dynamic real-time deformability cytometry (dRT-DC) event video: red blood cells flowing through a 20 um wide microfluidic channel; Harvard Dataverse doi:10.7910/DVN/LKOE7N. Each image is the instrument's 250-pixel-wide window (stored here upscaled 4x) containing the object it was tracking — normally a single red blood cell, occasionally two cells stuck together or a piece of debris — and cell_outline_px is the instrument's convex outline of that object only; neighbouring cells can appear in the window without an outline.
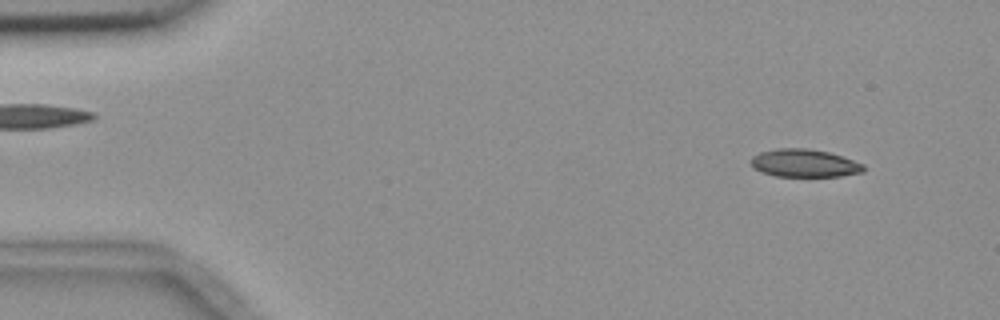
{"species": "common noctule bat (a hibernating species)", "species_latin": "Nyctalus noctula", "temperature_condition": "room temperature", "stored_images_in_passage": 54, "camera_frame_rate_fps": 3000, "um_per_image_px": 0.085, "animal": {"sex": "female", "body_mass_g": 18.4}, "frame": {"image": 1, "passage_image": 4, "time_ms": 1.0, "image_size_px": [1000, 320], "cell_outline_px": [[864, 172], [840, 176], [776, 176], [764, 172], [756, 168], [752, 164], [752, 156], [760, 152], [776, 148], [808, 148], [828, 152], [864, 164]], "centroid_in_image_um": [68.39, 13.86], "position_along_channel_um": 16.6, "area_um2": 18.03}}
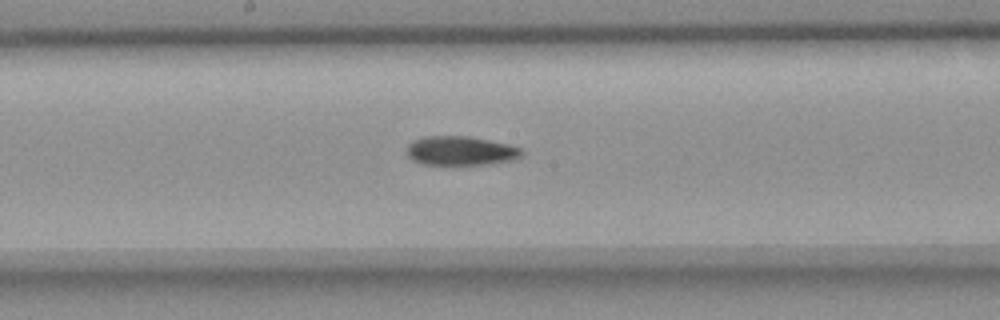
{"frame": {"image": 2, "passage_image": 28, "time_ms": 9.0, "image_size_px": [1000, 320], "cell_outline_px": [[524, 156], [516, 160], [496, 164], [424, 164], [412, 160], [408, 156], [408, 144], [412, 140], [424, 136], [468, 136], [508, 144], [524, 148]], "centroid_in_image_um": [39.24, 12.82], "position_along_channel_um": 209.0, "area_um2": 19.83}}
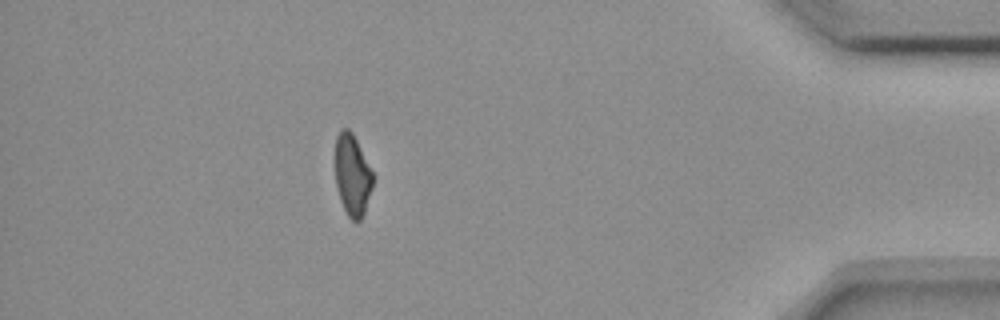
{"frame": {"image": 3, "passage_image": 48, "time_ms": 15.667, "image_size_px": [1000, 320], "cell_outline_px": [[372, 188], [364, 212], [360, 220], [352, 220], [348, 216], [340, 200], [336, 184], [336, 136], [340, 128], [348, 128], [352, 132], [372, 172]], "centroid_in_image_um": [29.93, 14.86], "position_along_channel_um": 405.3, "area_um2": 17.46}, "authors_computed_cell_mechanics": {"area_um2": 19.3341, "velocity_mm_per_s": 3.666, "shape_relaxation_time_tau1_ms": 11.3641, "shape_relaxation_time_tau2_ms": null, "deformation_change_tau1": 0.1972, "deformation_change_tau2": null}}